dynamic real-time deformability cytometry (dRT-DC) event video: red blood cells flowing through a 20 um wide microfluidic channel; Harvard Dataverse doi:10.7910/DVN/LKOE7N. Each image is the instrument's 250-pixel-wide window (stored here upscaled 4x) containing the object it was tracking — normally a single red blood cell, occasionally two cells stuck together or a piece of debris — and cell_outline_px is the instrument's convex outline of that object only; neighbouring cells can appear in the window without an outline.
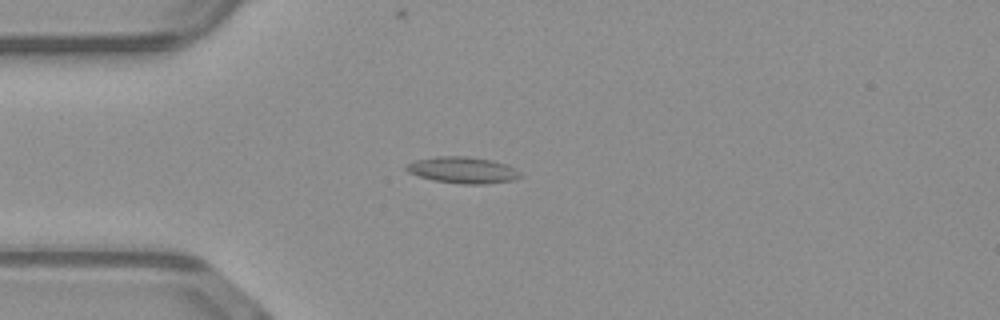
{"species": "common noctule bat (a hibernating species)", "species_latin": "Nyctalus noctula", "temperature_condition": "warm", "stored_images_in_passage": 49, "camera_frame_rate_fps": 3000, "um_per_image_px": 0.085, "animal": {"sex": "male", "body_mass_g": 23.1, "forearm_length_mm": 52.7}, "frame": {"image": 1, "passage_image": 12, "time_ms": 3.667, "image_size_px": [1000, 320], "cell_outline_px": [[524, 176], [516, 180], [484, 184], [460, 184], [432, 180], [408, 172], [404, 168], [408, 164], [416, 160], [436, 156], [464, 156], [492, 160], [508, 164], [516, 168]], "centroid_in_image_um": [39.4, 14.46], "position_along_channel_um": 45.6, "area_um2": 17.74}}
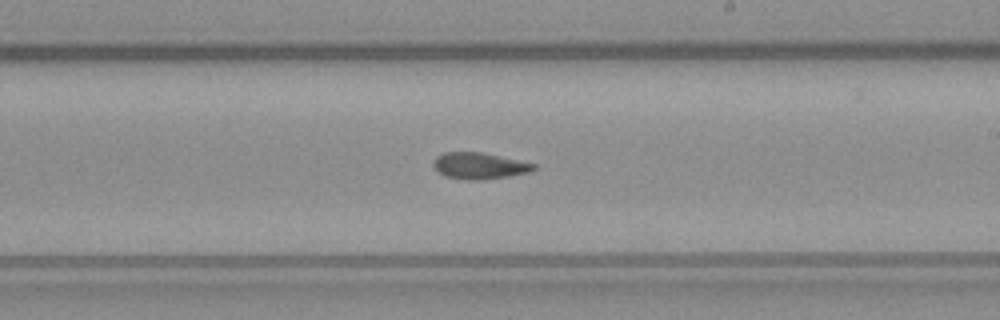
{"frame": {"image": 2, "passage_image": 28, "time_ms": 9.0, "image_size_px": [1000, 320], "cell_outline_px": [[536, 168], [532, 172], [508, 176], [476, 180], [468, 180], [444, 176], [436, 172], [432, 164], [432, 160], [436, 156], [444, 152], [484, 152], [536, 164]], "centroid_in_image_um": [40.71, 14.08], "position_along_channel_um": 248.3, "area_um2": 15.66}}
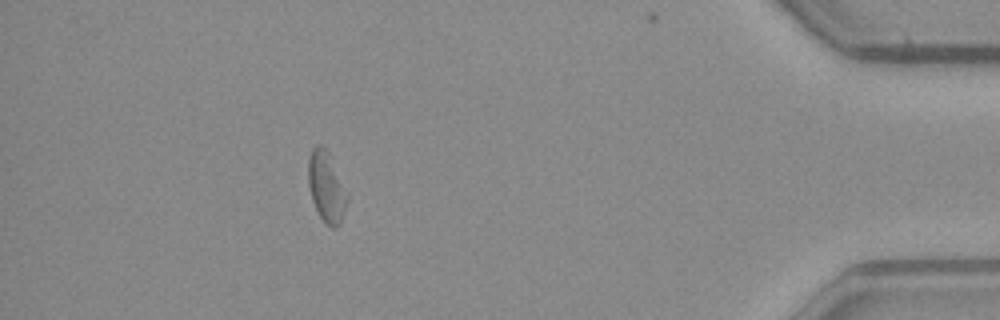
{"frame": {"image": 3, "passage_image": 44, "time_ms": 14.333, "image_size_px": [1000, 320], "cell_outline_px": [[348, 200], [340, 224], [336, 228], [332, 228], [320, 216], [312, 200], [308, 184], [308, 156], [312, 148], [316, 144], [320, 144], [328, 148], [348, 196]], "centroid_in_image_um": [27.73, 15.82], "position_along_channel_um": 407.5, "area_um2": 16.13}, "authors_computed_cell_mechanics": {"area_um2": 16.1262, "velocity_mm_per_s": 4.084, "shape_relaxation_time_tau1_ms": null, "shape_relaxation_time_tau2_ms": 3.1997, "deformation_change_tau1": null, "deformation_change_tau2": 0.0902}}